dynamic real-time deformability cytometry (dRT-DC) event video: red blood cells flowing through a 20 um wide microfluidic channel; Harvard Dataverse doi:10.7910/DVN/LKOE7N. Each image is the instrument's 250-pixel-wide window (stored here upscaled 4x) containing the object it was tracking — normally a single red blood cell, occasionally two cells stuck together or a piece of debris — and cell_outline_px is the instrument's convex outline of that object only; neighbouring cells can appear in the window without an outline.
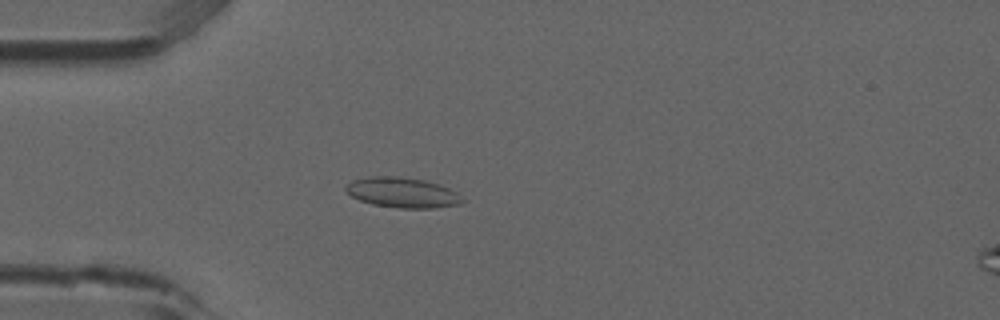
{"species": "common noctule bat (a hibernating species)", "species_latin": "Nyctalus noctula", "temperature_condition": "room temperature", "stored_images_in_passage": 42, "camera_frame_rate_fps": 3000, "um_per_image_px": 0.085, "animal": {"sex": "male", "forearm_length_mm": 52.5}, "frame": {"image": 1, "passage_image": 4, "time_ms": 1.0, "image_size_px": [1000, 320], "cell_outline_px": [[464, 200], [460, 204], [432, 208], [400, 208], [372, 204], [360, 200], [352, 196], [344, 188], [352, 180], [368, 176], [400, 176], [424, 180], [440, 184], [456, 192]], "centroid_in_image_um": [34.2, 16.36], "position_along_channel_um": 50.8, "area_um2": 20.46}}
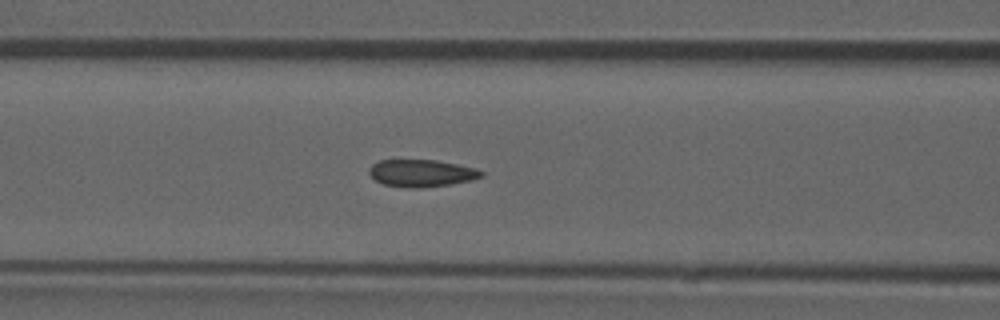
{"frame": {"image": 2, "passage_image": 11, "time_ms": 3.333, "image_size_px": [1000, 320], "cell_outline_px": [[484, 176], [472, 180], [448, 184], [420, 188], [408, 188], [384, 184], [376, 180], [368, 172], [368, 168], [372, 164], [380, 160], [436, 160], [476, 168], [484, 172]], "centroid_in_image_um": [35.83, 14.71], "position_along_channel_um": 130.8, "area_um2": 17.74}}
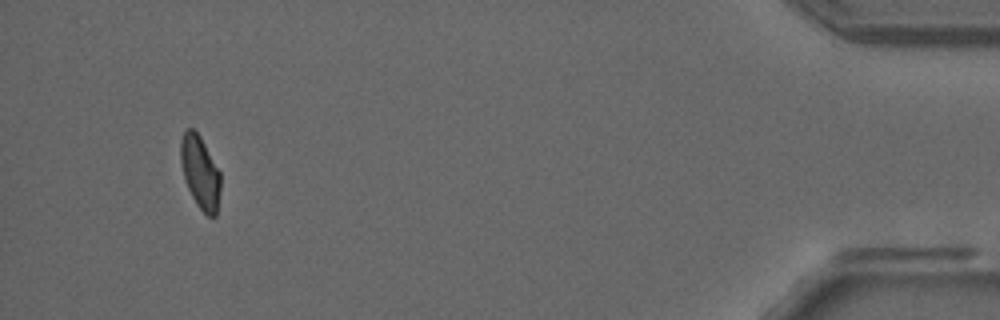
{"frame": {"image": 3, "passage_image": 39, "time_ms": 12.667, "image_size_px": [1000, 320], "cell_outline_px": [[220, 188], [216, 216], [208, 216], [196, 204], [188, 188], [184, 176], [180, 160], [180, 140], [184, 132], [188, 128], [192, 128], [200, 136], [220, 172]], "centroid_in_image_um": [17.0, 14.63], "position_along_channel_um": 418.2, "area_um2": 16.7}, "authors_computed_cell_mechanics": {"area_um2": 17.8602, "velocity_mm_per_s": 3.8846, "shape_relaxation_time_tau1_ms": null, "shape_relaxation_time_tau2_ms": 1.175, "deformation_change_tau1": null, "deformation_change_tau2": 0.065}}